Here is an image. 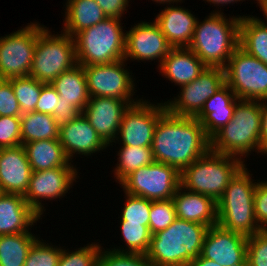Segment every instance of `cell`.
Masks as SVG:
<instances>
[{
    "label": "cell",
    "instance_id": "1f68e13d",
    "mask_svg": "<svg viewBox=\"0 0 267 266\" xmlns=\"http://www.w3.org/2000/svg\"><path fill=\"white\" fill-rule=\"evenodd\" d=\"M247 169L244 165L230 180L222 196L216 202L217 206L254 204L255 187L258 181L254 182L253 174H250Z\"/></svg>",
    "mask_w": 267,
    "mask_h": 266
},
{
    "label": "cell",
    "instance_id": "ffe728a7",
    "mask_svg": "<svg viewBox=\"0 0 267 266\" xmlns=\"http://www.w3.org/2000/svg\"><path fill=\"white\" fill-rule=\"evenodd\" d=\"M197 21L190 9L174 4L166 5L154 19L172 48L189 47Z\"/></svg>",
    "mask_w": 267,
    "mask_h": 266
},
{
    "label": "cell",
    "instance_id": "7dc6e473",
    "mask_svg": "<svg viewBox=\"0 0 267 266\" xmlns=\"http://www.w3.org/2000/svg\"><path fill=\"white\" fill-rule=\"evenodd\" d=\"M107 17L120 18L127 12L130 0H95Z\"/></svg>",
    "mask_w": 267,
    "mask_h": 266
},
{
    "label": "cell",
    "instance_id": "277c9868",
    "mask_svg": "<svg viewBox=\"0 0 267 266\" xmlns=\"http://www.w3.org/2000/svg\"><path fill=\"white\" fill-rule=\"evenodd\" d=\"M261 107L258 100L240 99L231 121L210 138V150L243 160L260 153Z\"/></svg>",
    "mask_w": 267,
    "mask_h": 266
},
{
    "label": "cell",
    "instance_id": "6da1fadb",
    "mask_svg": "<svg viewBox=\"0 0 267 266\" xmlns=\"http://www.w3.org/2000/svg\"><path fill=\"white\" fill-rule=\"evenodd\" d=\"M210 150V138L194 117L166 111L157 121L152 152L155 161L175 167L180 173Z\"/></svg>",
    "mask_w": 267,
    "mask_h": 266
},
{
    "label": "cell",
    "instance_id": "e0dca14e",
    "mask_svg": "<svg viewBox=\"0 0 267 266\" xmlns=\"http://www.w3.org/2000/svg\"><path fill=\"white\" fill-rule=\"evenodd\" d=\"M133 100H120L114 97H90L82 113L96 130L100 138L112 146L116 142L121 120ZM112 143V144H111Z\"/></svg>",
    "mask_w": 267,
    "mask_h": 266
},
{
    "label": "cell",
    "instance_id": "816d5d0a",
    "mask_svg": "<svg viewBox=\"0 0 267 266\" xmlns=\"http://www.w3.org/2000/svg\"><path fill=\"white\" fill-rule=\"evenodd\" d=\"M258 6H260L259 8L261 9L260 11L263 12V16L265 17L266 19V22L267 23V0H259L258 2Z\"/></svg>",
    "mask_w": 267,
    "mask_h": 266
},
{
    "label": "cell",
    "instance_id": "cb8c5ba5",
    "mask_svg": "<svg viewBox=\"0 0 267 266\" xmlns=\"http://www.w3.org/2000/svg\"><path fill=\"white\" fill-rule=\"evenodd\" d=\"M207 66L188 47L171 48L159 72L172 83L182 86L192 82Z\"/></svg>",
    "mask_w": 267,
    "mask_h": 266
},
{
    "label": "cell",
    "instance_id": "ee69618b",
    "mask_svg": "<svg viewBox=\"0 0 267 266\" xmlns=\"http://www.w3.org/2000/svg\"><path fill=\"white\" fill-rule=\"evenodd\" d=\"M254 215L258 226L267 230V181H260L255 187Z\"/></svg>",
    "mask_w": 267,
    "mask_h": 266
},
{
    "label": "cell",
    "instance_id": "8d00e7d4",
    "mask_svg": "<svg viewBox=\"0 0 267 266\" xmlns=\"http://www.w3.org/2000/svg\"><path fill=\"white\" fill-rule=\"evenodd\" d=\"M101 249L99 242H92L74 251L63 249L58 266H97V260Z\"/></svg>",
    "mask_w": 267,
    "mask_h": 266
},
{
    "label": "cell",
    "instance_id": "74e56055",
    "mask_svg": "<svg viewBox=\"0 0 267 266\" xmlns=\"http://www.w3.org/2000/svg\"><path fill=\"white\" fill-rule=\"evenodd\" d=\"M149 217V229L152 235L165 230L177 219L173 200H151Z\"/></svg>",
    "mask_w": 267,
    "mask_h": 266
},
{
    "label": "cell",
    "instance_id": "60d3db41",
    "mask_svg": "<svg viewBox=\"0 0 267 266\" xmlns=\"http://www.w3.org/2000/svg\"><path fill=\"white\" fill-rule=\"evenodd\" d=\"M246 266H267V230L248 236Z\"/></svg>",
    "mask_w": 267,
    "mask_h": 266
},
{
    "label": "cell",
    "instance_id": "9a60e30c",
    "mask_svg": "<svg viewBox=\"0 0 267 266\" xmlns=\"http://www.w3.org/2000/svg\"><path fill=\"white\" fill-rule=\"evenodd\" d=\"M133 26L126 31L124 59L126 61L157 60L159 67L172 48L165 35L153 20L152 22L140 21Z\"/></svg>",
    "mask_w": 267,
    "mask_h": 266
},
{
    "label": "cell",
    "instance_id": "7c38bea8",
    "mask_svg": "<svg viewBox=\"0 0 267 266\" xmlns=\"http://www.w3.org/2000/svg\"><path fill=\"white\" fill-rule=\"evenodd\" d=\"M225 84L221 67H206L192 82L182 85L179 94L165 102L167 111L175 116L196 117L204 103Z\"/></svg>",
    "mask_w": 267,
    "mask_h": 266
},
{
    "label": "cell",
    "instance_id": "ac0fdd59",
    "mask_svg": "<svg viewBox=\"0 0 267 266\" xmlns=\"http://www.w3.org/2000/svg\"><path fill=\"white\" fill-rule=\"evenodd\" d=\"M59 141L68 159L73 162L76 155L91 156L109 147L90 125L87 118L81 113L60 127ZM75 154V155H74Z\"/></svg>",
    "mask_w": 267,
    "mask_h": 266
},
{
    "label": "cell",
    "instance_id": "603a6c76",
    "mask_svg": "<svg viewBox=\"0 0 267 266\" xmlns=\"http://www.w3.org/2000/svg\"><path fill=\"white\" fill-rule=\"evenodd\" d=\"M239 100L225 83L204 103L201 112L195 118L201 122L209 138L231 121Z\"/></svg>",
    "mask_w": 267,
    "mask_h": 266
},
{
    "label": "cell",
    "instance_id": "7402d4cb",
    "mask_svg": "<svg viewBox=\"0 0 267 266\" xmlns=\"http://www.w3.org/2000/svg\"><path fill=\"white\" fill-rule=\"evenodd\" d=\"M172 200L177 218L209 227L217 225V203L211 197L186 190L180 185Z\"/></svg>",
    "mask_w": 267,
    "mask_h": 266
},
{
    "label": "cell",
    "instance_id": "b9f144b4",
    "mask_svg": "<svg viewBox=\"0 0 267 266\" xmlns=\"http://www.w3.org/2000/svg\"><path fill=\"white\" fill-rule=\"evenodd\" d=\"M21 145V117L0 116V148Z\"/></svg>",
    "mask_w": 267,
    "mask_h": 266
},
{
    "label": "cell",
    "instance_id": "44dd1931",
    "mask_svg": "<svg viewBox=\"0 0 267 266\" xmlns=\"http://www.w3.org/2000/svg\"><path fill=\"white\" fill-rule=\"evenodd\" d=\"M40 218L22 195L0 192V235L32 233Z\"/></svg>",
    "mask_w": 267,
    "mask_h": 266
},
{
    "label": "cell",
    "instance_id": "7a4b0ae2",
    "mask_svg": "<svg viewBox=\"0 0 267 266\" xmlns=\"http://www.w3.org/2000/svg\"><path fill=\"white\" fill-rule=\"evenodd\" d=\"M223 14L220 8L202 22L198 20L188 47L208 67L224 68L239 47L241 16L228 18Z\"/></svg>",
    "mask_w": 267,
    "mask_h": 266
},
{
    "label": "cell",
    "instance_id": "8992f818",
    "mask_svg": "<svg viewBox=\"0 0 267 266\" xmlns=\"http://www.w3.org/2000/svg\"><path fill=\"white\" fill-rule=\"evenodd\" d=\"M245 161L209 150L181 172L180 185L218 201Z\"/></svg>",
    "mask_w": 267,
    "mask_h": 266
},
{
    "label": "cell",
    "instance_id": "484cf974",
    "mask_svg": "<svg viewBox=\"0 0 267 266\" xmlns=\"http://www.w3.org/2000/svg\"><path fill=\"white\" fill-rule=\"evenodd\" d=\"M64 27L61 31L74 37L78 32L96 25L107 16L95 0H66Z\"/></svg>",
    "mask_w": 267,
    "mask_h": 266
},
{
    "label": "cell",
    "instance_id": "8fae6325",
    "mask_svg": "<svg viewBox=\"0 0 267 266\" xmlns=\"http://www.w3.org/2000/svg\"><path fill=\"white\" fill-rule=\"evenodd\" d=\"M126 66L125 59L109 64L83 66L89 97H114L138 103L140 98L133 99L135 78Z\"/></svg>",
    "mask_w": 267,
    "mask_h": 266
},
{
    "label": "cell",
    "instance_id": "f6af8a7d",
    "mask_svg": "<svg viewBox=\"0 0 267 266\" xmlns=\"http://www.w3.org/2000/svg\"><path fill=\"white\" fill-rule=\"evenodd\" d=\"M58 101L59 95L56 89L51 84H45L41 89V94L36 104L35 111L54 116Z\"/></svg>",
    "mask_w": 267,
    "mask_h": 266
},
{
    "label": "cell",
    "instance_id": "2e32d148",
    "mask_svg": "<svg viewBox=\"0 0 267 266\" xmlns=\"http://www.w3.org/2000/svg\"><path fill=\"white\" fill-rule=\"evenodd\" d=\"M248 236L219 225L209 227L201 256L222 266H246Z\"/></svg>",
    "mask_w": 267,
    "mask_h": 266
},
{
    "label": "cell",
    "instance_id": "d590c367",
    "mask_svg": "<svg viewBox=\"0 0 267 266\" xmlns=\"http://www.w3.org/2000/svg\"><path fill=\"white\" fill-rule=\"evenodd\" d=\"M61 252V246L49 244L39 237L30 248L24 266H58Z\"/></svg>",
    "mask_w": 267,
    "mask_h": 266
},
{
    "label": "cell",
    "instance_id": "83f0119b",
    "mask_svg": "<svg viewBox=\"0 0 267 266\" xmlns=\"http://www.w3.org/2000/svg\"><path fill=\"white\" fill-rule=\"evenodd\" d=\"M239 46L267 65V23L253 15L240 18Z\"/></svg>",
    "mask_w": 267,
    "mask_h": 266
},
{
    "label": "cell",
    "instance_id": "d6a6232c",
    "mask_svg": "<svg viewBox=\"0 0 267 266\" xmlns=\"http://www.w3.org/2000/svg\"><path fill=\"white\" fill-rule=\"evenodd\" d=\"M118 162L114 171L115 181L120 183L131 172L140 167L150 165L155 161L152 147L121 146L117 152Z\"/></svg>",
    "mask_w": 267,
    "mask_h": 266
},
{
    "label": "cell",
    "instance_id": "7bdbcfd3",
    "mask_svg": "<svg viewBox=\"0 0 267 266\" xmlns=\"http://www.w3.org/2000/svg\"><path fill=\"white\" fill-rule=\"evenodd\" d=\"M22 112L14 94L11 79H0V116L21 117Z\"/></svg>",
    "mask_w": 267,
    "mask_h": 266
},
{
    "label": "cell",
    "instance_id": "f907efd6",
    "mask_svg": "<svg viewBox=\"0 0 267 266\" xmlns=\"http://www.w3.org/2000/svg\"><path fill=\"white\" fill-rule=\"evenodd\" d=\"M203 1H206V2L210 3V5L212 3V4H214V6L221 7V6H224V4L225 5L232 4V3L234 4V3H237V2H240V1H243V0H203ZM255 1H257V0H255Z\"/></svg>",
    "mask_w": 267,
    "mask_h": 266
},
{
    "label": "cell",
    "instance_id": "30bf717a",
    "mask_svg": "<svg viewBox=\"0 0 267 266\" xmlns=\"http://www.w3.org/2000/svg\"><path fill=\"white\" fill-rule=\"evenodd\" d=\"M44 27L39 22H30L0 37V79L29 76L37 35Z\"/></svg>",
    "mask_w": 267,
    "mask_h": 266
},
{
    "label": "cell",
    "instance_id": "f546056e",
    "mask_svg": "<svg viewBox=\"0 0 267 266\" xmlns=\"http://www.w3.org/2000/svg\"><path fill=\"white\" fill-rule=\"evenodd\" d=\"M59 131L60 127L50 114L34 111L21 115V145L38 140L59 139Z\"/></svg>",
    "mask_w": 267,
    "mask_h": 266
},
{
    "label": "cell",
    "instance_id": "5b68a950",
    "mask_svg": "<svg viewBox=\"0 0 267 266\" xmlns=\"http://www.w3.org/2000/svg\"><path fill=\"white\" fill-rule=\"evenodd\" d=\"M120 18L107 17L74 36L77 64H109L124 59L126 33Z\"/></svg>",
    "mask_w": 267,
    "mask_h": 266
},
{
    "label": "cell",
    "instance_id": "52a82bcc",
    "mask_svg": "<svg viewBox=\"0 0 267 266\" xmlns=\"http://www.w3.org/2000/svg\"><path fill=\"white\" fill-rule=\"evenodd\" d=\"M46 26L37 35L29 76L51 84L62 72L77 65L74 37L61 31L54 35Z\"/></svg>",
    "mask_w": 267,
    "mask_h": 266
},
{
    "label": "cell",
    "instance_id": "d6986e66",
    "mask_svg": "<svg viewBox=\"0 0 267 266\" xmlns=\"http://www.w3.org/2000/svg\"><path fill=\"white\" fill-rule=\"evenodd\" d=\"M32 172L23 145L0 148V192L24 196Z\"/></svg>",
    "mask_w": 267,
    "mask_h": 266
},
{
    "label": "cell",
    "instance_id": "5bb4252c",
    "mask_svg": "<svg viewBox=\"0 0 267 266\" xmlns=\"http://www.w3.org/2000/svg\"><path fill=\"white\" fill-rule=\"evenodd\" d=\"M77 170L76 167H56L33 171L23 196L27 204L41 217L46 210L42 201L63 198L73 187L74 181L77 182Z\"/></svg>",
    "mask_w": 267,
    "mask_h": 266
},
{
    "label": "cell",
    "instance_id": "bcb514c9",
    "mask_svg": "<svg viewBox=\"0 0 267 266\" xmlns=\"http://www.w3.org/2000/svg\"><path fill=\"white\" fill-rule=\"evenodd\" d=\"M81 113L82 112L77 107L74 105H69V102H65L64 100H61V97H59L57 109H55L53 117L56 120V124L61 127L67 123H70Z\"/></svg>",
    "mask_w": 267,
    "mask_h": 266
},
{
    "label": "cell",
    "instance_id": "f5cc1de1",
    "mask_svg": "<svg viewBox=\"0 0 267 266\" xmlns=\"http://www.w3.org/2000/svg\"><path fill=\"white\" fill-rule=\"evenodd\" d=\"M154 2H157L158 4H163V5H170V4H178L179 2H183L182 0H152ZM176 2V3H175ZM165 3V4H164Z\"/></svg>",
    "mask_w": 267,
    "mask_h": 266
},
{
    "label": "cell",
    "instance_id": "9c48e42d",
    "mask_svg": "<svg viewBox=\"0 0 267 266\" xmlns=\"http://www.w3.org/2000/svg\"><path fill=\"white\" fill-rule=\"evenodd\" d=\"M180 181L181 173L175 167L154 161L131 172L119 184L124 193L153 201L172 199Z\"/></svg>",
    "mask_w": 267,
    "mask_h": 266
},
{
    "label": "cell",
    "instance_id": "4316f807",
    "mask_svg": "<svg viewBox=\"0 0 267 266\" xmlns=\"http://www.w3.org/2000/svg\"><path fill=\"white\" fill-rule=\"evenodd\" d=\"M51 85L56 89L61 100L74 105L81 112L89 101L87 81L82 65H75L72 69L62 72Z\"/></svg>",
    "mask_w": 267,
    "mask_h": 266
},
{
    "label": "cell",
    "instance_id": "4fadbf2b",
    "mask_svg": "<svg viewBox=\"0 0 267 266\" xmlns=\"http://www.w3.org/2000/svg\"><path fill=\"white\" fill-rule=\"evenodd\" d=\"M156 104L142 97L138 103L130 105L120 123L116 138L119 145L152 147L157 121L167 111L165 102Z\"/></svg>",
    "mask_w": 267,
    "mask_h": 266
},
{
    "label": "cell",
    "instance_id": "f1b7e54d",
    "mask_svg": "<svg viewBox=\"0 0 267 266\" xmlns=\"http://www.w3.org/2000/svg\"><path fill=\"white\" fill-rule=\"evenodd\" d=\"M217 225L246 236L262 230L255 219L254 204L217 206Z\"/></svg>",
    "mask_w": 267,
    "mask_h": 266
},
{
    "label": "cell",
    "instance_id": "ba28073f",
    "mask_svg": "<svg viewBox=\"0 0 267 266\" xmlns=\"http://www.w3.org/2000/svg\"><path fill=\"white\" fill-rule=\"evenodd\" d=\"M225 83L243 100H267V65L240 46L224 67Z\"/></svg>",
    "mask_w": 267,
    "mask_h": 266
},
{
    "label": "cell",
    "instance_id": "ab89813d",
    "mask_svg": "<svg viewBox=\"0 0 267 266\" xmlns=\"http://www.w3.org/2000/svg\"><path fill=\"white\" fill-rule=\"evenodd\" d=\"M97 266H152L146 255L118 253L107 248L99 253Z\"/></svg>",
    "mask_w": 267,
    "mask_h": 266
},
{
    "label": "cell",
    "instance_id": "4dcf8cb0",
    "mask_svg": "<svg viewBox=\"0 0 267 266\" xmlns=\"http://www.w3.org/2000/svg\"><path fill=\"white\" fill-rule=\"evenodd\" d=\"M38 236L33 233L0 235V266H24Z\"/></svg>",
    "mask_w": 267,
    "mask_h": 266
},
{
    "label": "cell",
    "instance_id": "f35d334b",
    "mask_svg": "<svg viewBox=\"0 0 267 266\" xmlns=\"http://www.w3.org/2000/svg\"><path fill=\"white\" fill-rule=\"evenodd\" d=\"M125 204L121 213L120 221L127 223H141L143 226H149V214L151 210V200L133 196L125 193Z\"/></svg>",
    "mask_w": 267,
    "mask_h": 266
},
{
    "label": "cell",
    "instance_id": "681fc988",
    "mask_svg": "<svg viewBox=\"0 0 267 266\" xmlns=\"http://www.w3.org/2000/svg\"><path fill=\"white\" fill-rule=\"evenodd\" d=\"M187 266H222L213 260L207 259L199 255L196 259H192Z\"/></svg>",
    "mask_w": 267,
    "mask_h": 266
},
{
    "label": "cell",
    "instance_id": "836d02e7",
    "mask_svg": "<svg viewBox=\"0 0 267 266\" xmlns=\"http://www.w3.org/2000/svg\"><path fill=\"white\" fill-rule=\"evenodd\" d=\"M120 225L126 247L121 249L114 246L110 250L118 253L146 255L152 237L149 226H143L141 223H127V221H121Z\"/></svg>",
    "mask_w": 267,
    "mask_h": 266
},
{
    "label": "cell",
    "instance_id": "3957f363",
    "mask_svg": "<svg viewBox=\"0 0 267 266\" xmlns=\"http://www.w3.org/2000/svg\"><path fill=\"white\" fill-rule=\"evenodd\" d=\"M209 226L177 218L152 235L146 257L152 266H187L202 252Z\"/></svg>",
    "mask_w": 267,
    "mask_h": 266
},
{
    "label": "cell",
    "instance_id": "c3c4849f",
    "mask_svg": "<svg viewBox=\"0 0 267 266\" xmlns=\"http://www.w3.org/2000/svg\"><path fill=\"white\" fill-rule=\"evenodd\" d=\"M261 107V130H260V153L267 157V100L260 101Z\"/></svg>",
    "mask_w": 267,
    "mask_h": 266
},
{
    "label": "cell",
    "instance_id": "e575fe53",
    "mask_svg": "<svg viewBox=\"0 0 267 266\" xmlns=\"http://www.w3.org/2000/svg\"><path fill=\"white\" fill-rule=\"evenodd\" d=\"M45 84L31 76L11 78V85L22 115L35 111L41 89Z\"/></svg>",
    "mask_w": 267,
    "mask_h": 266
},
{
    "label": "cell",
    "instance_id": "d4e9b609",
    "mask_svg": "<svg viewBox=\"0 0 267 266\" xmlns=\"http://www.w3.org/2000/svg\"><path fill=\"white\" fill-rule=\"evenodd\" d=\"M33 171L56 167H76L66 156L59 139H46L23 144Z\"/></svg>",
    "mask_w": 267,
    "mask_h": 266
}]
</instances>
